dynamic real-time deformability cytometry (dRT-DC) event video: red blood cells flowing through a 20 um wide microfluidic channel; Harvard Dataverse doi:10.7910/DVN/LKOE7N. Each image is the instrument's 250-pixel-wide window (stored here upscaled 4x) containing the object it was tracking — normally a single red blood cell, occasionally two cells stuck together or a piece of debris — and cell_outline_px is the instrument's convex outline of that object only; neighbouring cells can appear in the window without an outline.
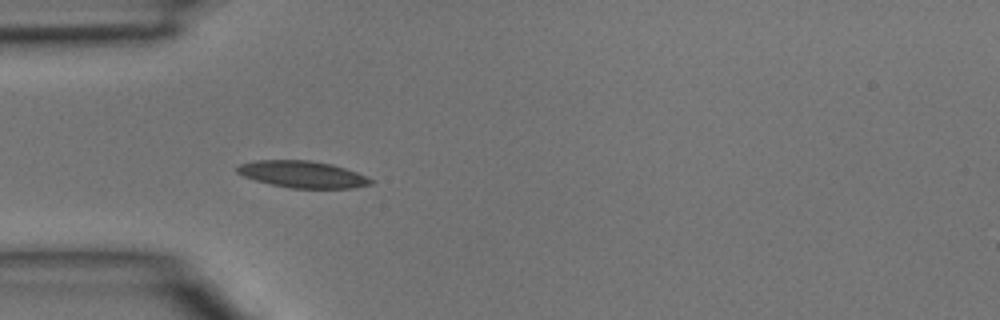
{"species": "common noctule bat (a hibernating species)", "species_latin": "Nyctalus noctula", "temperature_condition": "room temperature", "stored_images_in_passage": 33, "camera_frame_rate_fps": 3000, "um_per_image_px": 0.085, "animal": {"sex": "male", "body_mass_g": 15.6}, "frame": {"image": 1, "passage_image": 1, "time_ms": 0.0, "image_size_px": [1000, 320], "cell_outline_px": [[376, 180], [372, 184], [356, 188], [292, 188], [272, 184], [256, 180], [244, 176], [236, 172], [236, 168], [240, 164], [256, 160], [308, 160], [332, 164], [356, 172]], "centroid_in_image_um": [25.76, 14.82], "position_along_channel_um": 59.2, "area_um2": 20.81}}
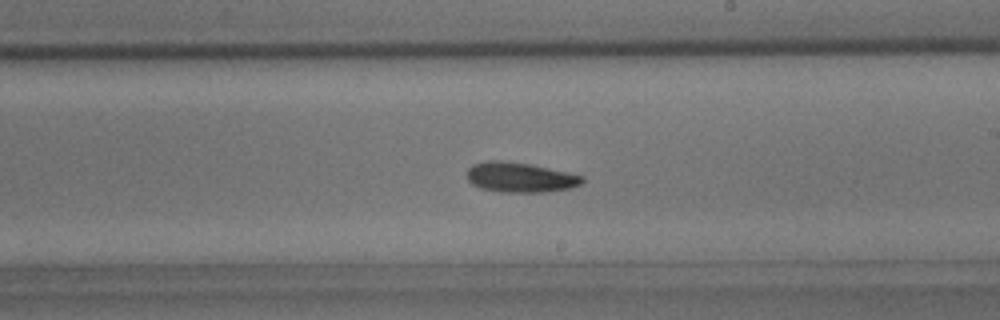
{"frame": {"image": 2, "passage_image": 14, "time_ms": 4.333, "image_size_px": [1000, 320], "cell_outline_px": [[584, 180], [580, 184], [572, 188], [544, 192], [500, 192], [480, 188], [472, 184], [468, 180], [468, 168], [472, 164], [488, 160], [500, 160], [528, 164], [584, 176]], "centroid_in_image_um": [44.18, 15.08], "position_along_channel_um": 244.8, "area_um2": 20.0}}
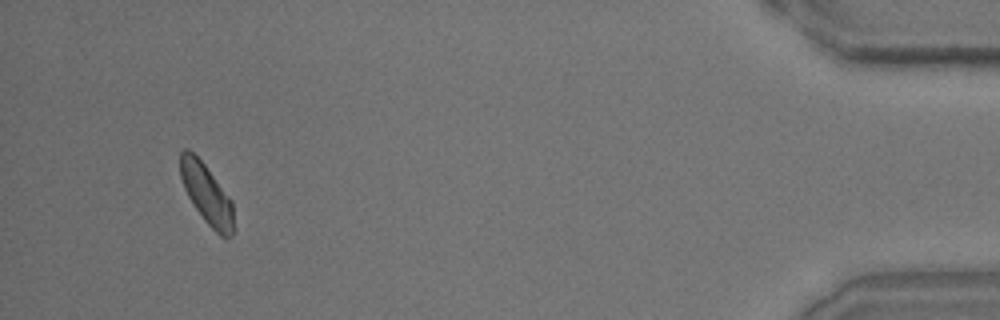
{"frame": {"image": 3, "passage_image": 31, "time_ms": 10.0, "image_size_px": [1000, 320], "cell_outline_px": [[232, 236], [228, 240], [220, 236], [204, 220], [188, 196], [184, 188], [180, 176], [180, 152], [184, 148], [188, 148], [204, 164], [232, 200]], "centroid_in_image_um": [17.55, 16.49], "position_along_channel_um": 417.7, "area_um2": 18.38}}